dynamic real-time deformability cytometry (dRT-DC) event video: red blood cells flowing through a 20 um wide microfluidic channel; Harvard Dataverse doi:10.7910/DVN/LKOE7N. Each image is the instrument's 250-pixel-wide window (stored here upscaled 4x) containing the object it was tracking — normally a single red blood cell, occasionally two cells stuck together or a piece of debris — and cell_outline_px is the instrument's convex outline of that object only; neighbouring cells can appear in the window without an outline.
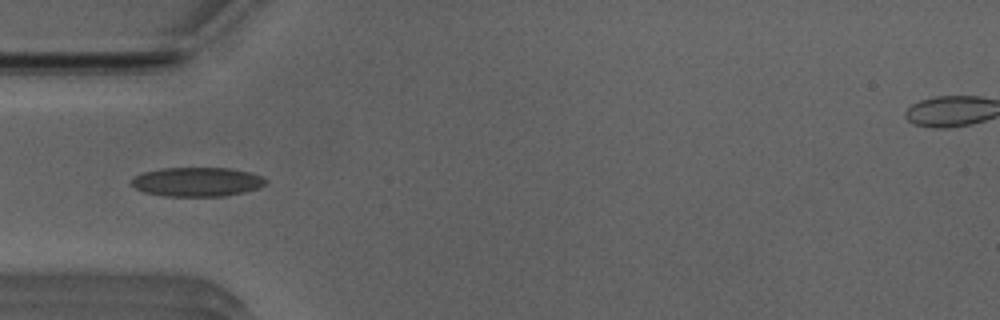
{"species": "Egyptian fruit bat (a non-hibernating species)", "species_latin": "Rousettus aegyptiacus", "temperature_condition": "room temperature", "stored_images_in_passage": 36, "camera_frame_rate_fps": 3000, "um_per_image_px": 0.085, "animal": {"sex": "male"}, "frame": {"image": 1, "passage_image": 1, "time_ms": 0.0, "image_size_px": [1000, 320], "cell_outline_px": [[268, 184], [260, 188], [244, 192], [224, 196], [164, 196], [144, 192], [136, 188], [132, 184], [132, 180], [136, 176], [144, 172], [164, 168], [228, 168], [248, 172], [260, 176], [268, 180]], "centroid_in_image_um": [16.8, 15.46], "position_along_channel_um": 68.2, "area_um2": 22.72}}
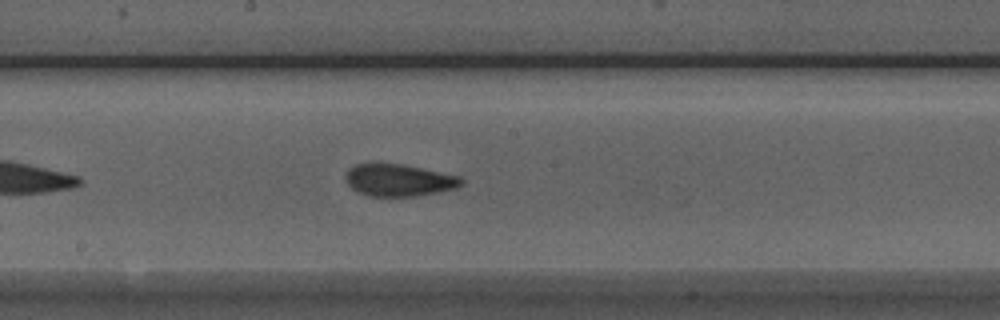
{"frame": {"image": 2, "passage_image": 12, "time_ms": 3.667, "image_size_px": [1000, 320], "cell_outline_px": [[464, 184], [456, 188], [440, 192], [416, 196], [368, 196], [356, 192], [348, 184], [344, 176], [348, 168], [352, 164], [368, 160], [376, 160], [404, 164], [460, 176], [464, 180]], "centroid_in_image_um": [33.83, 15.26], "position_along_channel_um": 214.4, "area_um2": 22.77}}
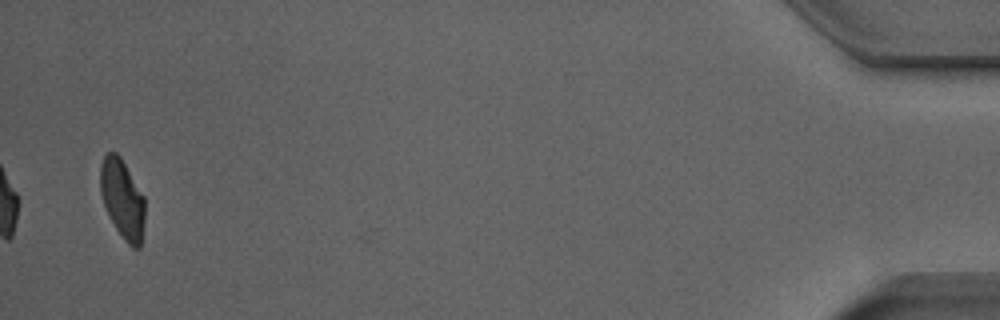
{"frame": {"image": 3, "passage_image": 35, "time_ms": 11.333, "image_size_px": [1000, 320], "cell_outline_px": [[144, 220], [140, 248], [132, 248], [124, 240], [116, 228], [104, 204], [100, 192], [100, 164], [104, 156], [108, 152], [116, 152], [120, 156], [144, 196]], "centroid_in_image_um": [10.4, 16.9], "position_along_channel_um": 424.8, "area_um2": 20.35}, "authors_computed_cell_mechanics": {"area_um2": 21.6461, "velocity_mm_per_s": 3.9738, "shape_relaxation_time_tau1_ms": 6.0395, "shape_relaxation_time_tau2_ms": 1.5515, "deformation_change_tau1": 0.1707, "deformation_change_tau2": 0.0664}}